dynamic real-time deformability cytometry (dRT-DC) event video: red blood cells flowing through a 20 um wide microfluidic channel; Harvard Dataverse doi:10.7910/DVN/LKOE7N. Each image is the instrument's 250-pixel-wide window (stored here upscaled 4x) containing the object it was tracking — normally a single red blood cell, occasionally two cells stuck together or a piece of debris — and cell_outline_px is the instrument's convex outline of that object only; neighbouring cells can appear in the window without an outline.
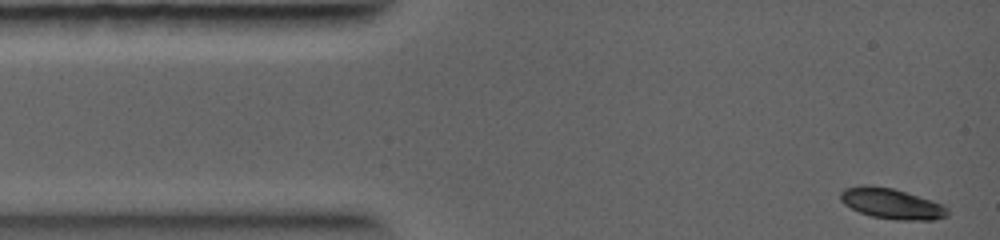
{"species": "common noctule bat (a hibernating species)", "species_latin": "Nyctalus noctula", "temperature_condition": "warm", "stored_images_in_passage": 45, "camera_frame_rate_fps": 5000, "um_per_image_px": 0.085, "animal": {"sex": "female", "body_mass_g": 19.0, "forearm_length_mm": 56.7}, "frame": {"image": 1, "passage_image": 1, "time_ms": 0.0, "image_size_px": [1000, 240], "cell_outline_px": [[948, 216], [936, 220], [896, 220], [872, 216], [860, 212], [844, 204], [840, 200], [840, 192], [844, 188], [864, 184], [892, 188], [940, 204], [948, 208]], "centroid_in_image_um": [75.75, 17.31], "position_along_channel_um": 9.3, "area_um2": 18.84}}
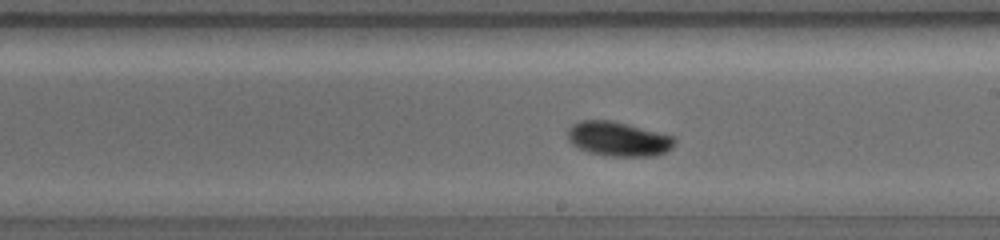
{"frame": {"image": 2, "passage_image": 28, "time_ms": 6.4, "image_size_px": [1000, 240], "cell_outline_px": [[676, 140], [672, 148], [668, 152], [652, 156], [608, 156], [588, 152], [572, 144], [568, 140], [568, 128], [572, 124], [580, 120], [612, 120], [676, 136]], "centroid_in_image_um": [52.58, 11.8], "position_along_channel_um": 236.4, "area_um2": 21.73}}
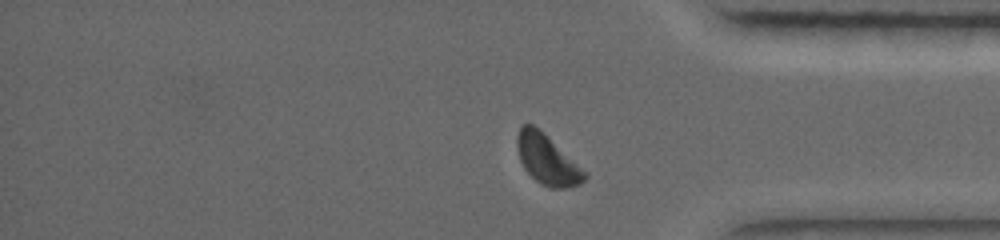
{"frame": {"image": 3, "passage_image": 42, "time_ms": 9.8, "image_size_px": [1000, 240], "cell_outline_px": [[588, 176], [580, 184], [564, 188], [548, 188], [540, 184], [524, 168], [520, 160], [516, 148], [516, 136], [520, 124], [532, 124], [540, 128], [588, 172]], "centroid_in_image_um": [46.51, 13.54], "position_along_channel_um": 388.7, "area_um2": 20.11}}